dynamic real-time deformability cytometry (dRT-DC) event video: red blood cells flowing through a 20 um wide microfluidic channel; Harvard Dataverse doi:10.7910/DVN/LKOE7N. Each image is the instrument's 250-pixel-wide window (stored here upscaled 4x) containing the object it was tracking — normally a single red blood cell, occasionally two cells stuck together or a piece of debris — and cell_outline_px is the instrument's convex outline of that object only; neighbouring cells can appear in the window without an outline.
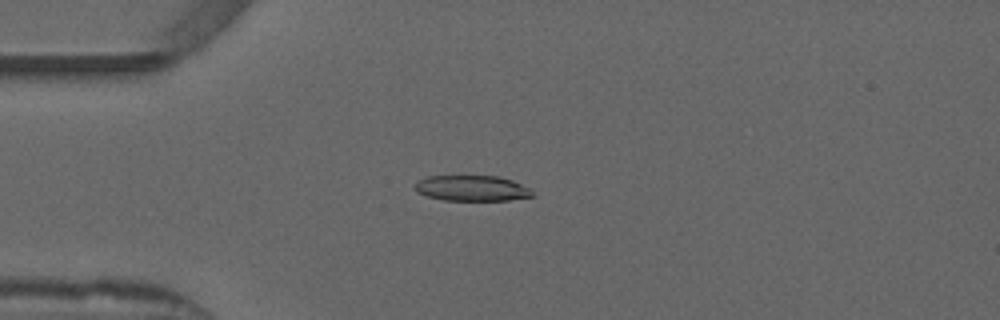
{"species": "common noctule bat (a hibernating species)", "species_latin": "Nyctalus noctula", "temperature_condition": "warm", "stored_images_in_passage": 48, "camera_frame_rate_fps": 3000, "um_per_image_px": 0.085, "animal": {"sex": "male", "forearm_length_mm": 52.5}, "frame": {"image": 1, "passage_image": 14, "time_ms": 4.333, "image_size_px": [1000, 320], "cell_outline_px": [[532, 196], [508, 200], [444, 200], [428, 196], [416, 192], [416, 184], [420, 180], [428, 176], [500, 176], [512, 180], [528, 188], [532, 192]], "centroid_in_image_um": [40.11, 15.99], "position_along_channel_um": 44.9, "area_um2": 17.22}}
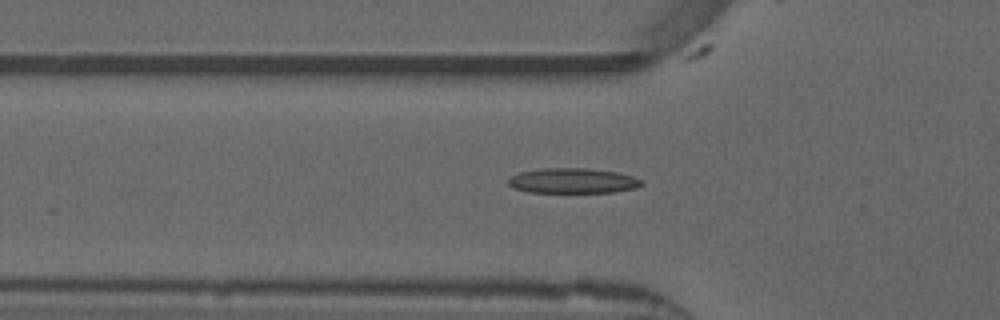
{"frame": {"image": 2, "passage_image": 18, "time_ms": 5.667, "image_size_px": [1000, 320], "cell_outline_px": [[644, 184], [636, 188], [612, 192], [528, 192], [512, 188], [508, 184], [508, 180], [512, 176], [520, 172], [544, 168], [584, 168], [616, 172], [632, 176], [640, 180]], "centroid_in_image_um": [48.66, 15.37], "position_along_channel_um": 77.1, "area_um2": 19.36}}
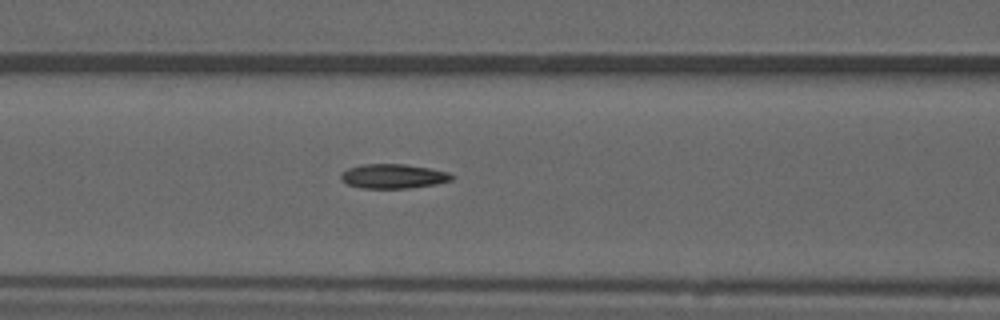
{"frame": {"image": 3, "passage_image": 21, "time_ms": 6.667, "image_size_px": [1000, 320], "cell_outline_px": [[452, 180], [436, 184], [408, 188], [360, 188], [348, 184], [340, 180], [340, 172], [348, 168], [364, 164], [404, 164], [428, 168], [448, 172], [452, 176]], "centroid_in_image_um": [33.37, 14.98], "position_along_channel_um": 133.2, "area_um2": 15.72}, "authors_computed_cell_mechanics": {"area_um2": 15.7794, "velocity_mm_per_s": 3.8781, "shape_relaxation_time_tau1_ms": 7.3769, "shape_relaxation_time_tau2_ms": 7.7278, "deformation_change_tau1": 0.2211, "deformation_change_tau2": 0.1573}}